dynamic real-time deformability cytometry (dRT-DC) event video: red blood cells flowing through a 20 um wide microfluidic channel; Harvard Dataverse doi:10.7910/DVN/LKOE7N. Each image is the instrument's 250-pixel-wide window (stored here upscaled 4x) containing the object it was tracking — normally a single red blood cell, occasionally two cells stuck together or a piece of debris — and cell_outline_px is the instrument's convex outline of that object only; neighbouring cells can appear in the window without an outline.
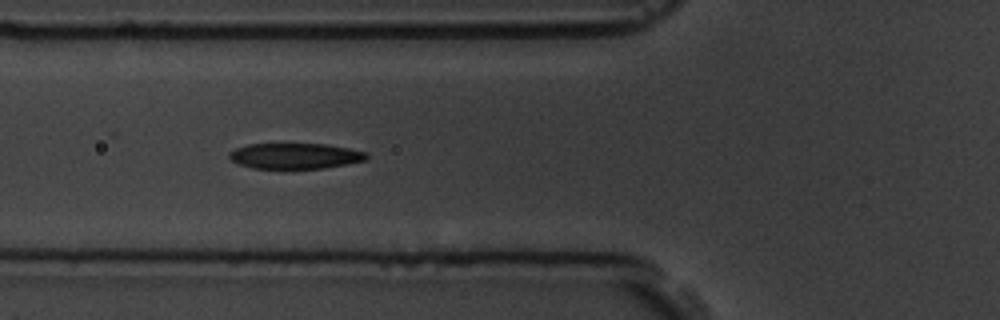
{"species": "common noctule bat (a hibernating species)", "species_latin": "Nyctalus noctula", "temperature_condition": "room temperature", "stored_images_in_passage": 10, "camera_frame_rate_fps": 3000, "um_per_image_px": 0.085, "animal": {"sex": "male", "body_mass_g": 19.5, "forearm_length_mm": 54.6}, "frame": {"image": 1, "passage_image": 7, "time_ms": 6.667, "image_size_px": [1000, 320], "cell_outline_px": [[368, 160], [324, 168], [252, 168], [240, 164], [232, 160], [228, 156], [228, 152], [236, 148], [248, 144], [324, 144], [348, 148], [368, 152]], "centroid_in_image_um": [25.11, 13.25], "position_along_channel_um": 100.7, "area_um2": 20.46}}